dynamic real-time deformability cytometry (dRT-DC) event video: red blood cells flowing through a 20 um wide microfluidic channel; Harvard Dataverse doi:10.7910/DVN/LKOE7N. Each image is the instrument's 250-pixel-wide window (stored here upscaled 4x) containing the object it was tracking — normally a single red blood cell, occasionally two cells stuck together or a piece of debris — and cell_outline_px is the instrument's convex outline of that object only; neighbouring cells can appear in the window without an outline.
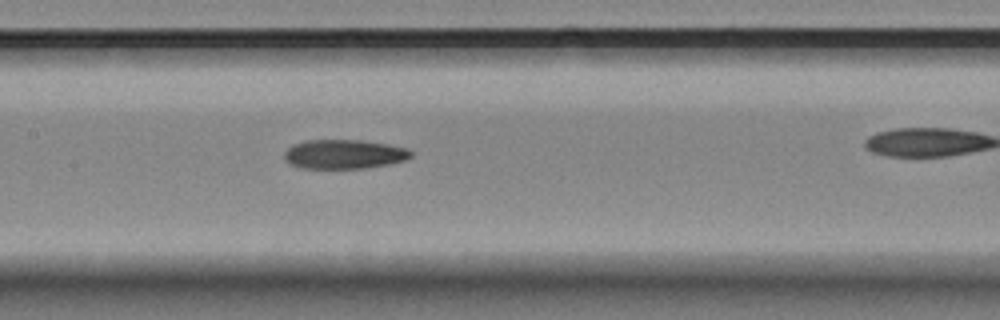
{"species": "Egyptian fruit bat (a non-hibernating species)", "species_latin": "Rousettus aegyptiacus", "temperature_condition": "room temperature", "stored_images_in_passage": 8, "camera_frame_rate_fps": 3000, "um_per_image_px": 0.085, "animal": {"sex": "female"}, "frame": {"image": 1, "passage_image": 7, "time_ms": 2.0, "image_size_px": [1000, 320], "cell_outline_px": [[412, 156], [404, 160], [388, 164], [364, 168], [300, 168], [284, 160], [284, 152], [292, 144], [304, 140], [360, 140], [388, 144], [408, 148], [412, 152]], "centroid_in_image_um": [29.22, 13.1], "position_along_channel_um": 178.2, "area_um2": 21.62}}